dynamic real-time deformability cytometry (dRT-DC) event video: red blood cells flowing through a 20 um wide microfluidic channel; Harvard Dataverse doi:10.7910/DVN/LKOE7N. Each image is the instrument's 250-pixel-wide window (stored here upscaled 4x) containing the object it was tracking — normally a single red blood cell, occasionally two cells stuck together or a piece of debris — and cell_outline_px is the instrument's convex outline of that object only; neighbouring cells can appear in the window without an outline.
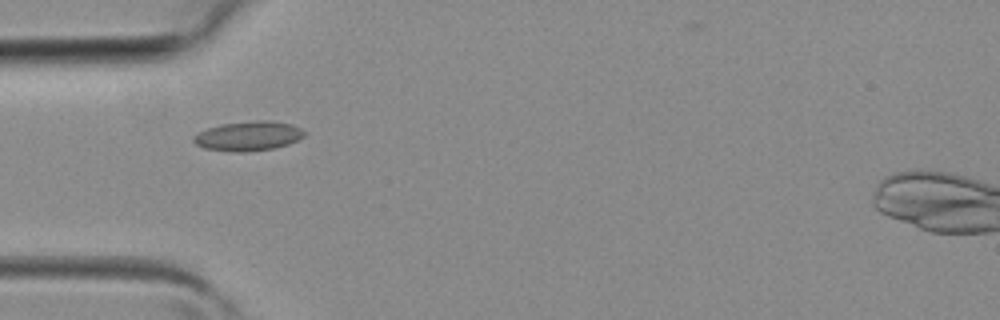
{"species": "common noctule bat (a hibernating species)", "species_latin": "Nyctalus noctula", "temperature_condition": "room temperature", "stored_images_in_passage": 1, "camera_frame_rate_fps": 3000, "um_per_image_px": 0.085, "animal": {"sex": "female", "body_mass_g": 19.3, "forearm_length_mm": 54.1}, "frame": {"image": 1, "passage_image": 1, "time_ms": 0.0, "image_size_px": [1000, 320], "cell_outline_px": [[304, 136], [288, 144], [276, 148], [244, 152], [236, 152], [204, 148], [196, 144], [192, 140], [192, 136], [208, 128], [220, 124], [256, 120], [268, 120], [292, 124], [300, 128], [304, 132]], "centroid_in_image_um": [21.09, 11.56], "position_along_channel_um": 63.9, "area_um2": 19.02}}